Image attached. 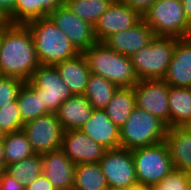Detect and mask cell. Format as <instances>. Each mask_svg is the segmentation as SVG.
<instances>
[{
    "label": "cell",
    "mask_w": 191,
    "mask_h": 190,
    "mask_svg": "<svg viewBox=\"0 0 191 190\" xmlns=\"http://www.w3.org/2000/svg\"><path fill=\"white\" fill-rule=\"evenodd\" d=\"M40 66L27 25L10 24L0 44V75L28 82Z\"/></svg>",
    "instance_id": "cell-1"
},
{
    "label": "cell",
    "mask_w": 191,
    "mask_h": 190,
    "mask_svg": "<svg viewBox=\"0 0 191 190\" xmlns=\"http://www.w3.org/2000/svg\"><path fill=\"white\" fill-rule=\"evenodd\" d=\"M26 25L31 32L40 65H55L79 54L49 17L30 21Z\"/></svg>",
    "instance_id": "cell-2"
},
{
    "label": "cell",
    "mask_w": 191,
    "mask_h": 190,
    "mask_svg": "<svg viewBox=\"0 0 191 190\" xmlns=\"http://www.w3.org/2000/svg\"><path fill=\"white\" fill-rule=\"evenodd\" d=\"M82 54L90 73L106 78L117 87H133L139 81L131 58L109 49L103 42L92 45Z\"/></svg>",
    "instance_id": "cell-3"
},
{
    "label": "cell",
    "mask_w": 191,
    "mask_h": 190,
    "mask_svg": "<svg viewBox=\"0 0 191 190\" xmlns=\"http://www.w3.org/2000/svg\"><path fill=\"white\" fill-rule=\"evenodd\" d=\"M168 127L158 117L135 106L120 128L121 148L132 150L165 141Z\"/></svg>",
    "instance_id": "cell-4"
},
{
    "label": "cell",
    "mask_w": 191,
    "mask_h": 190,
    "mask_svg": "<svg viewBox=\"0 0 191 190\" xmlns=\"http://www.w3.org/2000/svg\"><path fill=\"white\" fill-rule=\"evenodd\" d=\"M178 40L174 37L155 36L146 47L131 55L138 79H163Z\"/></svg>",
    "instance_id": "cell-5"
},
{
    "label": "cell",
    "mask_w": 191,
    "mask_h": 190,
    "mask_svg": "<svg viewBox=\"0 0 191 190\" xmlns=\"http://www.w3.org/2000/svg\"><path fill=\"white\" fill-rule=\"evenodd\" d=\"M142 19L157 37L182 39L189 28L181 0H156Z\"/></svg>",
    "instance_id": "cell-6"
},
{
    "label": "cell",
    "mask_w": 191,
    "mask_h": 190,
    "mask_svg": "<svg viewBox=\"0 0 191 190\" xmlns=\"http://www.w3.org/2000/svg\"><path fill=\"white\" fill-rule=\"evenodd\" d=\"M131 152L139 184L155 186L174 169L165 141Z\"/></svg>",
    "instance_id": "cell-7"
},
{
    "label": "cell",
    "mask_w": 191,
    "mask_h": 190,
    "mask_svg": "<svg viewBox=\"0 0 191 190\" xmlns=\"http://www.w3.org/2000/svg\"><path fill=\"white\" fill-rule=\"evenodd\" d=\"M27 83L40 94L42 105L52 114H56L61 104L73 96L54 65H40Z\"/></svg>",
    "instance_id": "cell-8"
},
{
    "label": "cell",
    "mask_w": 191,
    "mask_h": 190,
    "mask_svg": "<svg viewBox=\"0 0 191 190\" xmlns=\"http://www.w3.org/2000/svg\"><path fill=\"white\" fill-rule=\"evenodd\" d=\"M99 164L110 189L129 190L138 183L131 150L121 147L106 150Z\"/></svg>",
    "instance_id": "cell-9"
},
{
    "label": "cell",
    "mask_w": 191,
    "mask_h": 190,
    "mask_svg": "<svg viewBox=\"0 0 191 190\" xmlns=\"http://www.w3.org/2000/svg\"><path fill=\"white\" fill-rule=\"evenodd\" d=\"M170 85L163 79H141L134 86L136 107L158 117L170 128Z\"/></svg>",
    "instance_id": "cell-10"
},
{
    "label": "cell",
    "mask_w": 191,
    "mask_h": 190,
    "mask_svg": "<svg viewBox=\"0 0 191 190\" xmlns=\"http://www.w3.org/2000/svg\"><path fill=\"white\" fill-rule=\"evenodd\" d=\"M35 154H45L61 148L64 130L56 114L48 113L23 125Z\"/></svg>",
    "instance_id": "cell-11"
},
{
    "label": "cell",
    "mask_w": 191,
    "mask_h": 190,
    "mask_svg": "<svg viewBox=\"0 0 191 190\" xmlns=\"http://www.w3.org/2000/svg\"><path fill=\"white\" fill-rule=\"evenodd\" d=\"M48 17L69 38L79 53L98 43L94 25L80 19L65 4L57 7Z\"/></svg>",
    "instance_id": "cell-12"
},
{
    "label": "cell",
    "mask_w": 191,
    "mask_h": 190,
    "mask_svg": "<svg viewBox=\"0 0 191 190\" xmlns=\"http://www.w3.org/2000/svg\"><path fill=\"white\" fill-rule=\"evenodd\" d=\"M141 19L142 16L122 0H114L95 24V36L98 42H103L110 35L133 27Z\"/></svg>",
    "instance_id": "cell-13"
},
{
    "label": "cell",
    "mask_w": 191,
    "mask_h": 190,
    "mask_svg": "<svg viewBox=\"0 0 191 190\" xmlns=\"http://www.w3.org/2000/svg\"><path fill=\"white\" fill-rule=\"evenodd\" d=\"M61 149L76 164L99 163L106 149L81 130H66Z\"/></svg>",
    "instance_id": "cell-14"
},
{
    "label": "cell",
    "mask_w": 191,
    "mask_h": 190,
    "mask_svg": "<svg viewBox=\"0 0 191 190\" xmlns=\"http://www.w3.org/2000/svg\"><path fill=\"white\" fill-rule=\"evenodd\" d=\"M154 37L155 34L152 29L141 19L133 27L110 35L103 43L109 49L130 57L140 49L146 47Z\"/></svg>",
    "instance_id": "cell-15"
},
{
    "label": "cell",
    "mask_w": 191,
    "mask_h": 190,
    "mask_svg": "<svg viewBox=\"0 0 191 190\" xmlns=\"http://www.w3.org/2000/svg\"><path fill=\"white\" fill-rule=\"evenodd\" d=\"M42 170L56 190H72L75 164L61 148L42 154Z\"/></svg>",
    "instance_id": "cell-16"
},
{
    "label": "cell",
    "mask_w": 191,
    "mask_h": 190,
    "mask_svg": "<svg viewBox=\"0 0 191 190\" xmlns=\"http://www.w3.org/2000/svg\"><path fill=\"white\" fill-rule=\"evenodd\" d=\"M106 150L120 148V129L110 120L104 109H94L80 129Z\"/></svg>",
    "instance_id": "cell-17"
},
{
    "label": "cell",
    "mask_w": 191,
    "mask_h": 190,
    "mask_svg": "<svg viewBox=\"0 0 191 190\" xmlns=\"http://www.w3.org/2000/svg\"><path fill=\"white\" fill-rule=\"evenodd\" d=\"M163 80L173 87L191 88V44L179 39Z\"/></svg>",
    "instance_id": "cell-18"
},
{
    "label": "cell",
    "mask_w": 191,
    "mask_h": 190,
    "mask_svg": "<svg viewBox=\"0 0 191 190\" xmlns=\"http://www.w3.org/2000/svg\"><path fill=\"white\" fill-rule=\"evenodd\" d=\"M93 110L85 94L73 95L61 104L56 116L64 131L80 130L91 117Z\"/></svg>",
    "instance_id": "cell-19"
},
{
    "label": "cell",
    "mask_w": 191,
    "mask_h": 190,
    "mask_svg": "<svg viewBox=\"0 0 191 190\" xmlns=\"http://www.w3.org/2000/svg\"><path fill=\"white\" fill-rule=\"evenodd\" d=\"M59 76L73 95L84 94L90 77L87 60L82 53L54 65Z\"/></svg>",
    "instance_id": "cell-20"
},
{
    "label": "cell",
    "mask_w": 191,
    "mask_h": 190,
    "mask_svg": "<svg viewBox=\"0 0 191 190\" xmlns=\"http://www.w3.org/2000/svg\"><path fill=\"white\" fill-rule=\"evenodd\" d=\"M165 142L173 167L191 174V132L186 127L168 128Z\"/></svg>",
    "instance_id": "cell-21"
},
{
    "label": "cell",
    "mask_w": 191,
    "mask_h": 190,
    "mask_svg": "<svg viewBox=\"0 0 191 190\" xmlns=\"http://www.w3.org/2000/svg\"><path fill=\"white\" fill-rule=\"evenodd\" d=\"M170 128L191 123V88L170 86L168 94Z\"/></svg>",
    "instance_id": "cell-22"
},
{
    "label": "cell",
    "mask_w": 191,
    "mask_h": 190,
    "mask_svg": "<svg viewBox=\"0 0 191 190\" xmlns=\"http://www.w3.org/2000/svg\"><path fill=\"white\" fill-rule=\"evenodd\" d=\"M135 106L133 87H118L104 110L110 120L120 129L131 115Z\"/></svg>",
    "instance_id": "cell-23"
},
{
    "label": "cell",
    "mask_w": 191,
    "mask_h": 190,
    "mask_svg": "<svg viewBox=\"0 0 191 190\" xmlns=\"http://www.w3.org/2000/svg\"><path fill=\"white\" fill-rule=\"evenodd\" d=\"M64 0H16L15 24L26 25L30 21L48 17Z\"/></svg>",
    "instance_id": "cell-24"
},
{
    "label": "cell",
    "mask_w": 191,
    "mask_h": 190,
    "mask_svg": "<svg viewBox=\"0 0 191 190\" xmlns=\"http://www.w3.org/2000/svg\"><path fill=\"white\" fill-rule=\"evenodd\" d=\"M73 190H110L100 164H76Z\"/></svg>",
    "instance_id": "cell-25"
},
{
    "label": "cell",
    "mask_w": 191,
    "mask_h": 190,
    "mask_svg": "<svg viewBox=\"0 0 191 190\" xmlns=\"http://www.w3.org/2000/svg\"><path fill=\"white\" fill-rule=\"evenodd\" d=\"M16 100L24 124L49 113L45 105H42L40 94L27 82H25L19 90Z\"/></svg>",
    "instance_id": "cell-26"
},
{
    "label": "cell",
    "mask_w": 191,
    "mask_h": 190,
    "mask_svg": "<svg viewBox=\"0 0 191 190\" xmlns=\"http://www.w3.org/2000/svg\"><path fill=\"white\" fill-rule=\"evenodd\" d=\"M5 168L7 165L19 162L35 155L34 150L23 130L6 133L3 140Z\"/></svg>",
    "instance_id": "cell-27"
},
{
    "label": "cell",
    "mask_w": 191,
    "mask_h": 190,
    "mask_svg": "<svg viewBox=\"0 0 191 190\" xmlns=\"http://www.w3.org/2000/svg\"><path fill=\"white\" fill-rule=\"evenodd\" d=\"M117 86L106 78L90 73L85 95L94 109H104L110 102Z\"/></svg>",
    "instance_id": "cell-28"
},
{
    "label": "cell",
    "mask_w": 191,
    "mask_h": 190,
    "mask_svg": "<svg viewBox=\"0 0 191 190\" xmlns=\"http://www.w3.org/2000/svg\"><path fill=\"white\" fill-rule=\"evenodd\" d=\"M5 171L18 180L24 188L43 174L42 156L35 154L30 158L6 166Z\"/></svg>",
    "instance_id": "cell-29"
},
{
    "label": "cell",
    "mask_w": 191,
    "mask_h": 190,
    "mask_svg": "<svg viewBox=\"0 0 191 190\" xmlns=\"http://www.w3.org/2000/svg\"><path fill=\"white\" fill-rule=\"evenodd\" d=\"M113 1L114 0H64V4L80 19L95 26Z\"/></svg>",
    "instance_id": "cell-30"
},
{
    "label": "cell",
    "mask_w": 191,
    "mask_h": 190,
    "mask_svg": "<svg viewBox=\"0 0 191 190\" xmlns=\"http://www.w3.org/2000/svg\"><path fill=\"white\" fill-rule=\"evenodd\" d=\"M23 125L17 100L0 109V128L3 131L18 132L23 129Z\"/></svg>",
    "instance_id": "cell-31"
},
{
    "label": "cell",
    "mask_w": 191,
    "mask_h": 190,
    "mask_svg": "<svg viewBox=\"0 0 191 190\" xmlns=\"http://www.w3.org/2000/svg\"><path fill=\"white\" fill-rule=\"evenodd\" d=\"M190 184L191 174L174 168L154 188L155 190H188Z\"/></svg>",
    "instance_id": "cell-32"
},
{
    "label": "cell",
    "mask_w": 191,
    "mask_h": 190,
    "mask_svg": "<svg viewBox=\"0 0 191 190\" xmlns=\"http://www.w3.org/2000/svg\"><path fill=\"white\" fill-rule=\"evenodd\" d=\"M24 83L17 78L0 76V109L17 99Z\"/></svg>",
    "instance_id": "cell-33"
},
{
    "label": "cell",
    "mask_w": 191,
    "mask_h": 190,
    "mask_svg": "<svg viewBox=\"0 0 191 190\" xmlns=\"http://www.w3.org/2000/svg\"><path fill=\"white\" fill-rule=\"evenodd\" d=\"M15 4L16 0H0V19L15 24Z\"/></svg>",
    "instance_id": "cell-34"
},
{
    "label": "cell",
    "mask_w": 191,
    "mask_h": 190,
    "mask_svg": "<svg viewBox=\"0 0 191 190\" xmlns=\"http://www.w3.org/2000/svg\"><path fill=\"white\" fill-rule=\"evenodd\" d=\"M0 190H25L22 184L5 170L0 172Z\"/></svg>",
    "instance_id": "cell-35"
},
{
    "label": "cell",
    "mask_w": 191,
    "mask_h": 190,
    "mask_svg": "<svg viewBox=\"0 0 191 190\" xmlns=\"http://www.w3.org/2000/svg\"><path fill=\"white\" fill-rule=\"evenodd\" d=\"M127 6L136 10L141 16L152 6L156 0H122Z\"/></svg>",
    "instance_id": "cell-36"
},
{
    "label": "cell",
    "mask_w": 191,
    "mask_h": 190,
    "mask_svg": "<svg viewBox=\"0 0 191 190\" xmlns=\"http://www.w3.org/2000/svg\"><path fill=\"white\" fill-rule=\"evenodd\" d=\"M25 190H56L52 183L45 175L39 176L35 181L31 182Z\"/></svg>",
    "instance_id": "cell-37"
},
{
    "label": "cell",
    "mask_w": 191,
    "mask_h": 190,
    "mask_svg": "<svg viewBox=\"0 0 191 190\" xmlns=\"http://www.w3.org/2000/svg\"><path fill=\"white\" fill-rule=\"evenodd\" d=\"M188 26H191V0H181Z\"/></svg>",
    "instance_id": "cell-38"
},
{
    "label": "cell",
    "mask_w": 191,
    "mask_h": 190,
    "mask_svg": "<svg viewBox=\"0 0 191 190\" xmlns=\"http://www.w3.org/2000/svg\"><path fill=\"white\" fill-rule=\"evenodd\" d=\"M129 190H155L154 186L146 184H135Z\"/></svg>",
    "instance_id": "cell-39"
},
{
    "label": "cell",
    "mask_w": 191,
    "mask_h": 190,
    "mask_svg": "<svg viewBox=\"0 0 191 190\" xmlns=\"http://www.w3.org/2000/svg\"><path fill=\"white\" fill-rule=\"evenodd\" d=\"M5 170V157H4V146L3 143L0 142V172Z\"/></svg>",
    "instance_id": "cell-40"
},
{
    "label": "cell",
    "mask_w": 191,
    "mask_h": 190,
    "mask_svg": "<svg viewBox=\"0 0 191 190\" xmlns=\"http://www.w3.org/2000/svg\"><path fill=\"white\" fill-rule=\"evenodd\" d=\"M10 25L7 20L0 19V44L2 41L4 30Z\"/></svg>",
    "instance_id": "cell-41"
},
{
    "label": "cell",
    "mask_w": 191,
    "mask_h": 190,
    "mask_svg": "<svg viewBox=\"0 0 191 190\" xmlns=\"http://www.w3.org/2000/svg\"><path fill=\"white\" fill-rule=\"evenodd\" d=\"M184 39H186L191 44V26H189L187 34Z\"/></svg>",
    "instance_id": "cell-42"
},
{
    "label": "cell",
    "mask_w": 191,
    "mask_h": 190,
    "mask_svg": "<svg viewBox=\"0 0 191 190\" xmlns=\"http://www.w3.org/2000/svg\"><path fill=\"white\" fill-rule=\"evenodd\" d=\"M5 136H6V132L3 131V130L0 128V142H3Z\"/></svg>",
    "instance_id": "cell-43"
},
{
    "label": "cell",
    "mask_w": 191,
    "mask_h": 190,
    "mask_svg": "<svg viewBox=\"0 0 191 190\" xmlns=\"http://www.w3.org/2000/svg\"><path fill=\"white\" fill-rule=\"evenodd\" d=\"M186 128L191 132V123H189Z\"/></svg>",
    "instance_id": "cell-44"
}]
</instances>
